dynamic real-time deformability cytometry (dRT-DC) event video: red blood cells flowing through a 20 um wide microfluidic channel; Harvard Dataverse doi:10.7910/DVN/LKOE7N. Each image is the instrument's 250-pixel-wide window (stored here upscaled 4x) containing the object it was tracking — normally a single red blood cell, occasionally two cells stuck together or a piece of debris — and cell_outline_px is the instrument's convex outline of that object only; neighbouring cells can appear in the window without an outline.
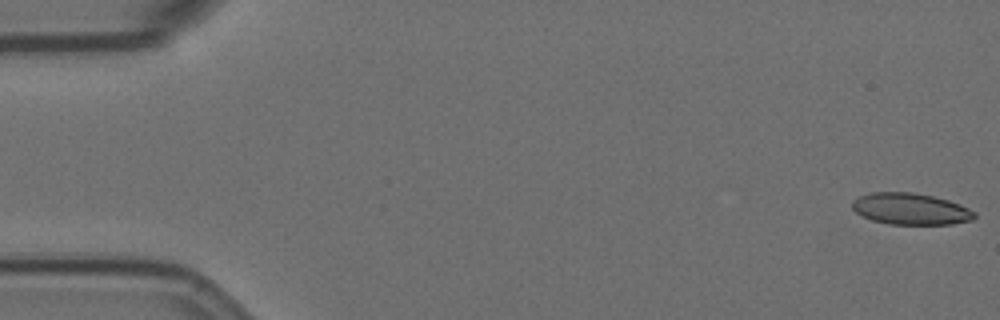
{"species": "Egyptian fruit bat (a non-hibernating species)", "species_latin": "Rousettus aegyptiacus", "temperature_condition": "room temperature", "stored_images_in_passage": 57, "camera_frame_rate_fps": 3000, "um_per_image_px": 0.085, "animal": {"sex": "female"}, "frame": {"image": 1, "passage_image": 1, "time_ms": 0.0, "image_size_px": [1000, 320], "cell_outline_px": [[976, 216], [972, 220], [952, 224], [888, 224], [872, 220], [856, 212], [852, 208], [852, 200], [868, 192], [912, 192], [932, 196], [948, 200], [960, 204], [976, 212]], "centroid_in_image_um": [77.4, 17.75], "position_along_channel_um": 7.6, "area_um2": 22.48}}
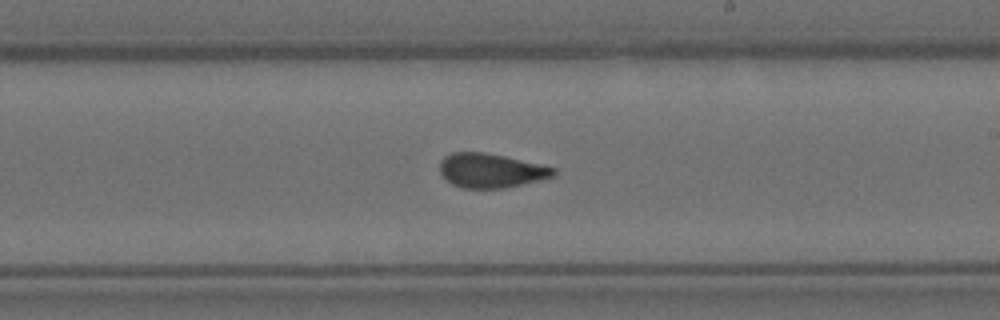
{"frame": {"image": 2, "passage_image": 33, "time_ms": 10.667, "image_size_px": [1000, 320], "cell_outline_px": [[556, 176], [544, 180], [504, 188], [464, 188], [452, 184], [440, 172], [440, 160], [444, 156], [452, 152], [484, 152], [504, 156], [540, 164], [556, 168]], "centroid_in_image_um": [41.77, 14.5], "position_along_channel_um": 247.2, "area_um2": 22.83}}
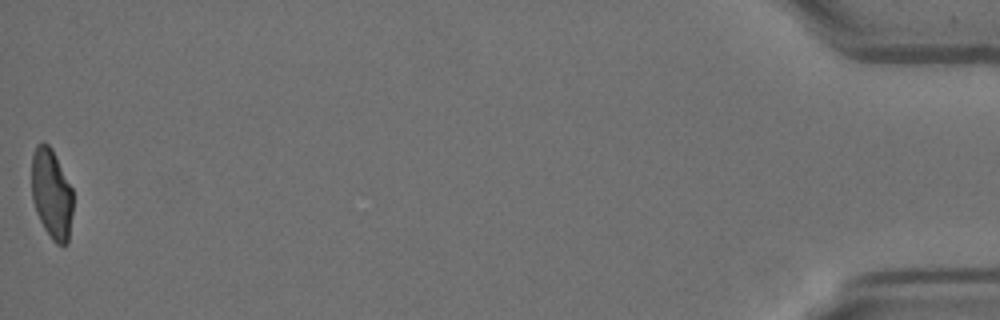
{"frame": {"image": 3, "passage_image": 57, "time_ms": 18.667, "image_size_px": [1000, 320], "cell_outline_px": [[72, 212], [68, 244], [56, 244], [52, 240], [44, 228], [36, 212], [32, 200], [32, 152], [36, 144], [40, 140], [44, 140], [52, 148], [72, 188]], "centroid_in_image_um": [4.37, 16.44], "position_along_channel_um": 430.8, "area_um2": 21.91}, "authors_computed_cell_mechanics": {"area_um2": 22.8888, "velocity_mm_per_s": 3.551, "shape_relaxation_time_tau1_ms": null, "shape_relaxation_time_tau2_ms": 1.4731, "deformation_change_tau1": null, "deformation_change_tau2": 0.0707}}